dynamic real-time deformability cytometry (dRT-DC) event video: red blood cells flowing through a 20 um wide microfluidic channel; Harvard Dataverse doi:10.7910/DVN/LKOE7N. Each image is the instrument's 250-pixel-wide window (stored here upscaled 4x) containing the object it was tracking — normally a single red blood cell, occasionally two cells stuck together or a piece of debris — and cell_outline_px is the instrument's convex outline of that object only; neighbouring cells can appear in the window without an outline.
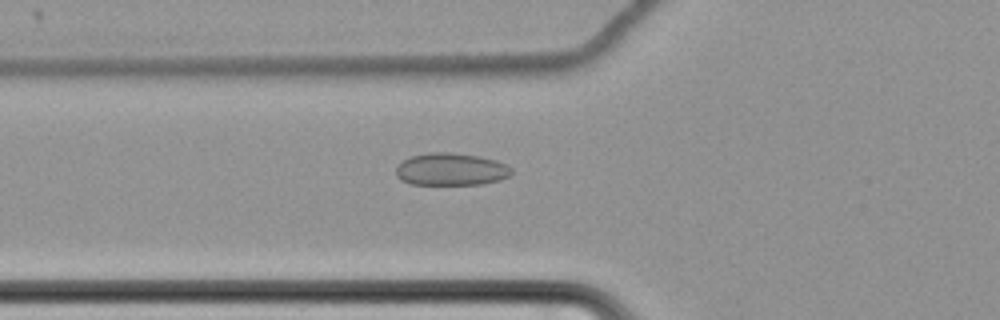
{"species": "common noctule bat (a hibernating species)", "species_latin": "Nyctalus noctula", "temperature_condition": "cold", "stored_images_in_passage": 62, "camera_frame_rate_fps": 3000, "um_per_image_px": 0.085, "animal": {"sex": "female", "body_mass_g": 22.7, "forearm_length_mm": 54.2}, "frame": {"image": 1, "passage_image": 25, "time_ms": 8.0, "image_size_px": [1000, 320], "cell_outline_px": [[512, 172], [508, 176], [500, 180], [484, 184], [412, 184], [400, 180], [396, 176], [396, 168], [404, 160], [412, 156], [428, 152], [448, 152], [480, 156], [496, 160], [508, 164], [512, 168]], "centroid_in_image_um": [38.36, 14.39], "position_along_channel_um": 87.4, "area_um2": 21.91}}
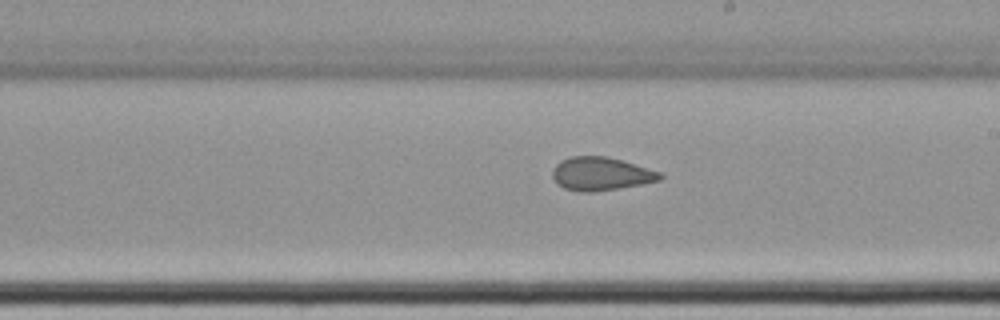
{"frame": {"image": 2, "passage_image": 38, "time_ms": 12.333, "image_size_px": [1000, 320], "cell_outline_px": [[664, 176], [660, 180], [640, 184], [592, 192], [580, 192], [564, 188], [556, 184], [552, 176], [552, 168], [560, 160], [572, 156], [608, 156], [660, 172]], "centroid_in_image_um": [51.02, 14.77], "position_along_channel_um": 238.0, "area_um2": 20.81}}
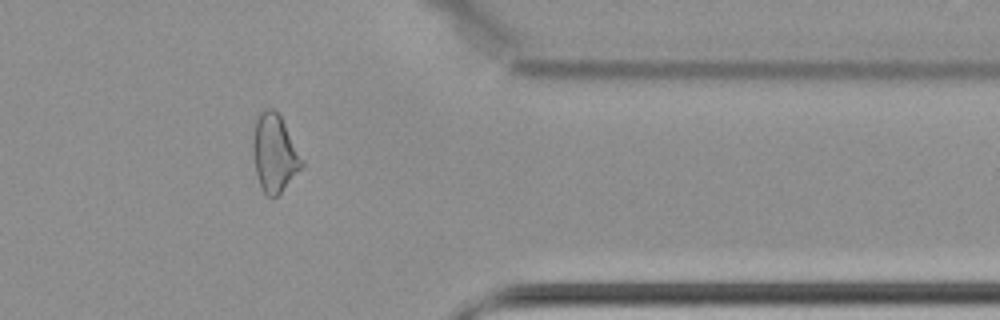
{"frame": {"image": 3, "passage_image": 52, "time_ms": 17.0, "image_size_px": [1000, 320], "cell_outline_px": [[304, 168], [276, 196], [268, 196], [264, 192], [260, 184], [256, 172], [252, 152], [252, 140], [256, 120], [260, 112], [268, 108], [272, 108], [280, 116], [304, 160]], "centroid_in_image_um": [23.34, 13.02], "position_along_channel_um": 388.1, "area_um2": 22.02}, "authors_computed_cell_mechanics": {"area_um2": 22.8888, "velocity_mm_per_s": 3.4711, "shape_relaxation_time_tau1_ms": null, "shape_relaxation_time_tau2_ms": 1.8124, "deformation_change_tau1": null, "deformation_change_tau2": 0.0873}}